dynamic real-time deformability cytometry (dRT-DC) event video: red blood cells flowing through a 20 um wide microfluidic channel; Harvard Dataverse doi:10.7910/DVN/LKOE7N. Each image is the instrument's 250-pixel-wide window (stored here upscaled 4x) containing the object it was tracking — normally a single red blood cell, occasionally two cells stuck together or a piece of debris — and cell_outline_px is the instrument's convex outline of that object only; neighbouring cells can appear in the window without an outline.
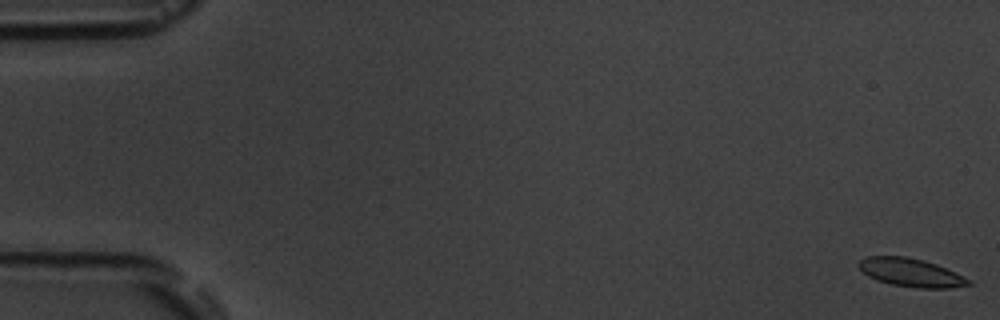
{"species": "common noctule bat (a hibernating species)", "species_latin": "Nyctalus noctula", "temperature_condition": "room temperature", "stored_images_in_passage": 9, "camera_frame_rate_fps": 3000, "um_per_image_px": 0.085, "animal": {"sex": "male", "body_mass_g": 19.5, "forearm_length_mm": 54.6}, "frame": {"image": 1, "passage_image": 1, "time_ms": 0.0, "image_size_px": [1000, 320], "cell_outline_px": [[972, 284], [952, 288], [916, 288], [892, 284], [876, 280], [868, 276], [856, 264], [864, 256], [908, 256], [924, 260], [936, 264], [972, 280]], "centroid_in_image_um": [77.42, 23.16], "position_along_channel_um": 7.6, "area_um2": 18.21}}
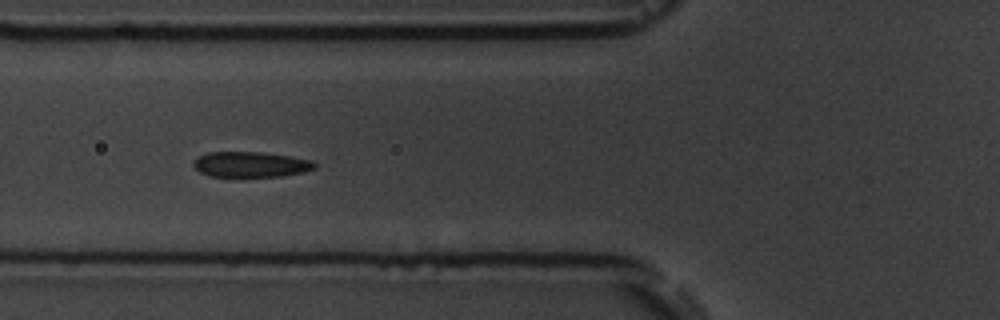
{"frame": {"image": 2, "passage_image": 7, "time_ms": 7.0, "image_size_px": [1000, 320], "cell_outline_px": [[316, 168], [304, 172], [284, 176], [208, 176], [200, 172], [192, 164], [192, 160], [208, 152], [264, 152], [312, 160], [316, 164]], "centroid_in_image_um": [21.31, 13.97], "position_along_channel_um": 104.5, "area_um2": 17.98}}
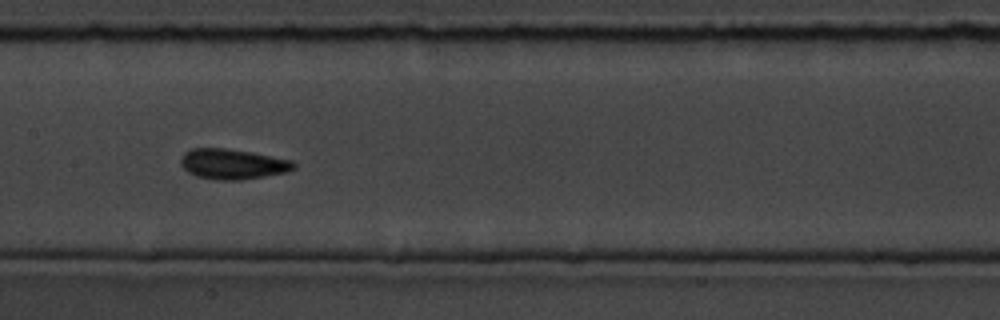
{"frame": {"image": 3, "passage_image": 9, "time_ms": 9.333, "image_size_px": [1000, 320], "cell_outline_px": [[296, 168], [288, 172], [240, 180], [216, 180], [196, 176], [188, 172], [180, 164], [180, 156], [184, 152], [192, 148], [224, 148], [252, 152], [292, 160], [296, 164]], "centroid_in_image_um": [19.77, 13.94], "position_along_channel_um": 187.6, "area_um2": 20.11}}